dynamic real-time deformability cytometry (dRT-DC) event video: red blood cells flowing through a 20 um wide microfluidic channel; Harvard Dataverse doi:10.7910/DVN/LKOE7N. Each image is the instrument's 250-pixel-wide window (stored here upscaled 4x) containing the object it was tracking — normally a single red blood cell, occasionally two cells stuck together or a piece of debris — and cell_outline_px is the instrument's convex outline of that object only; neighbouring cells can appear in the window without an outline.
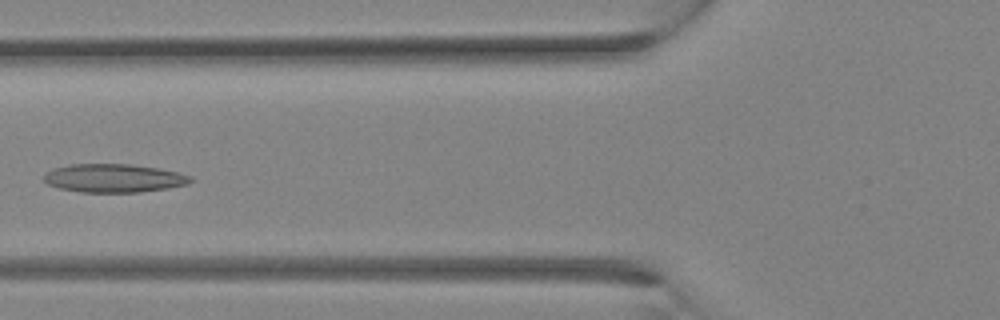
{"species": "Egyptian fruit bat (a non-hibernating species)", "species_latin": "Rousettus aegyptiacus", "temperature_condition": "room temperature", "stored_images_in_passage": 16, "camera_frame_rate_fps": 3000, "um_per_image_px": 0.085, "animal": {"sex": "female"}, "frame": {"image": 1, "passage_image": 7, "time_ms": 2.0, "image_size_px": [1000, 320], "cell_outline_px": [[196, 180], [188, 184], [168, 188], [140, 192], [80, 192], [60, 188], [48, 184], [44, 180], [44, 172], [52, 168], [68, 164], [132, 164], [160, 168], [192, 176]], "centroid_in_image_um": [9.69, 15.13], "position_along_channel_um": 116.1, "area_um2": 24.57}}
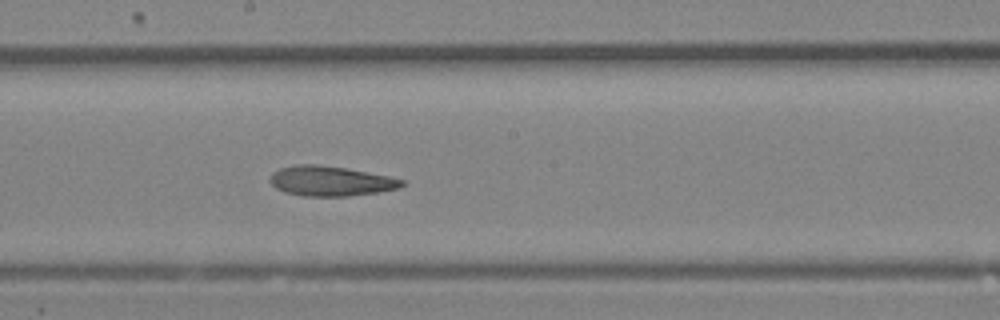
{"frame": {"image": 2, "passage_image": 12, "time_ms": 3.667, "image_size_px": [1000, 320], "cell_outline_px": [[404, 184], [400, 188], [376, 192], [348, 196], [304, 196], [284, 192], [276, 188], [268, 180], [272, 172], [280, 168], [296, 164], [316, 164], [344, 168], [388, 176], [404, 180]], "centroid_in_image_um": [28.05, 15.39], "position_along_channel_um": 220.1, "area_um2": 22.89}}
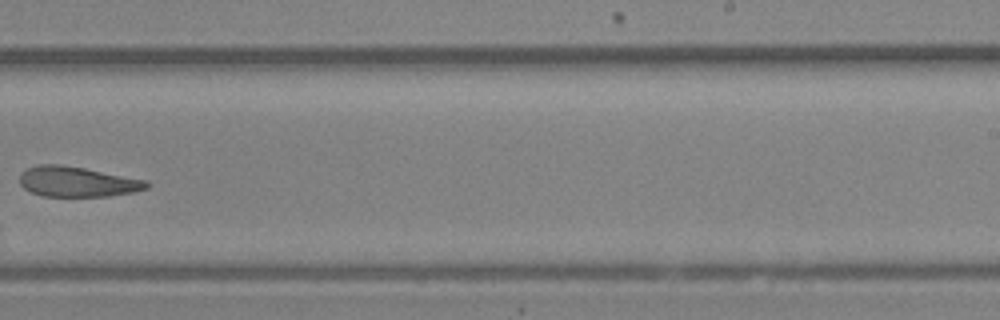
{"frame": {"image": 3, "passage_image": 15, "time_ms": 4.667, "image_size_px": [1000, 320], "cell_outline_px": [[152, 184], [148, 188], [132, 192], [108, 196], [44, 196], [32, 192], [24, 188], [20, 184], [20, 172], [36, 164], [60, 164], [84, 168], [148, 180]], "centroid_in_image_um": [6.58, 15.43], "position_along_channel_um": 282.4, "area_um2": 22.43}}